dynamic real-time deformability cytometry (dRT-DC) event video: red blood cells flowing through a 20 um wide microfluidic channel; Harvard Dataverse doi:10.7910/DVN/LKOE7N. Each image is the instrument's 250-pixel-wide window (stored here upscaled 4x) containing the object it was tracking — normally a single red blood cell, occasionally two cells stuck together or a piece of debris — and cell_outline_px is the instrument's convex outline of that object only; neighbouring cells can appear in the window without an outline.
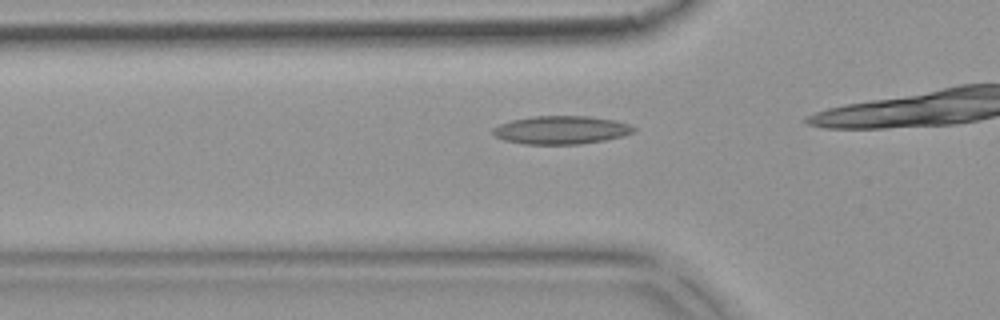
{"species": "common noctule bat (a hibernating species)", "species_latin": "Nyctalus noctula", "temperature_condition": "warm", "stored_images_in_passage": 20, "camera_frame_rate_fps": 3000, "um_per_image_px": 0.085, "animal": {"sex": "female", "body_mass_g": 18.4}, "frame": {"image": 1, "passage_image": 12, "time_ms": 3.667, "image_size_px": [1000, 320], "cell_outline_px": [[636, 132], [624, 136], [604, 140], [580, 144], [524, 144], [504, 140], [496, 136], [492, 132], [492, 128], [500, 124], [512, 120], [532, 116], [588, 116], [616, 120], [628, 124], [636, 128]], "centroid_in_image_um": [47.72, 11.05], "position_along_channel_um": 78.1, "area_um2": 23.24}}